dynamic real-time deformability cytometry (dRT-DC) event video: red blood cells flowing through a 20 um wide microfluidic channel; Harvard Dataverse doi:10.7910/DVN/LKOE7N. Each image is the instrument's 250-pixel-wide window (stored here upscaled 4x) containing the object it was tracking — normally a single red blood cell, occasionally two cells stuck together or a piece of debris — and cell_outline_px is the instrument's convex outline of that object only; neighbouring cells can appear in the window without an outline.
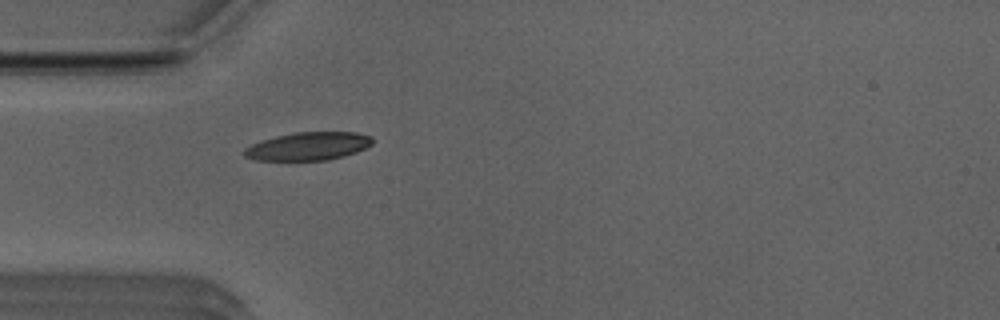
{"species": "Egyptian fruit bat (a non-hibernating species)", "species_latin": "Rousettus aegyptiacus", "temperature_condition": "room temperature", "stored_images_in_passage": 37, "camera_frame_rate_fps": 3000, "um_per_image_px": 0.085, "animal": {"sex": "male"}, "frame": {"image": 1, "passage_image": 1, "time_ms": 0.0, "image_size_px": [1000, 320], "cell_outline_px": [[372, 144], [356, 152], [344, 156], [328, 160], [256, 160], [244, 156], [244, 148], [252, 144], [276, 136], [296, 132], [356, 132], [372, 136]], "centroid_in_image_um": [26.21, 12.43], "position_along_channel_um": 58.8, "area_um2": 20.87}}
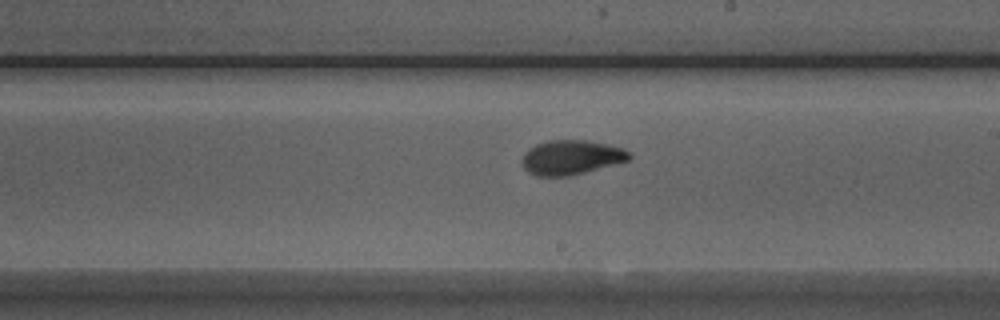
{"frame": {"image": 2, "passage_image": 15, "time_ms": 4.667, "image_size_px": [1000, 320], "cell_outline_px": [[632, 156], [628, 160], [584, 172], [568, 176], [536, 176], [528, 172], [524, 168], [524, 152], [528, 148], [536, 144], [548, 140], [588, 140], [624, 148], [632, 152]], "centroid_in_image_um": [48.57, 13.36], "position_along_channel_um": 240.4, "area_um2": 21.44}}
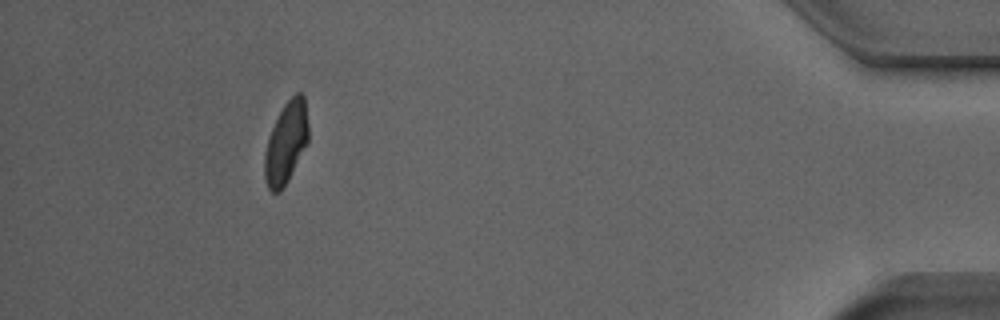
{"frame": {"image": 3, "passage_image": 33, "time_ms": 10.667, "image_size_px": [1000, 320], "cell_outline_px": [[308, 144], [288, 180], [280, 192], [272, 192], [268, 188], [264, 180], [264, 156], [268, 136], [284, 104], [296, 92], [300, 92], [304, 96], [308, 124]], "centroid_in_image_um": [24.32, 12.15], "position_along_channel_um": 410.9, "area_um2": 20.92}, "authors_computed_cell_mechanics": {"area_um2": 21.0392, "velocity_mm_per_s": 3.9405, "shape_relaxation_time_tau1_ms": 3.7653, "shape_relaxation_time_tau2_ms": 1.741, "deformation_change_tau1": 0.1519, "deformation_change_tau2": 0.0601}}